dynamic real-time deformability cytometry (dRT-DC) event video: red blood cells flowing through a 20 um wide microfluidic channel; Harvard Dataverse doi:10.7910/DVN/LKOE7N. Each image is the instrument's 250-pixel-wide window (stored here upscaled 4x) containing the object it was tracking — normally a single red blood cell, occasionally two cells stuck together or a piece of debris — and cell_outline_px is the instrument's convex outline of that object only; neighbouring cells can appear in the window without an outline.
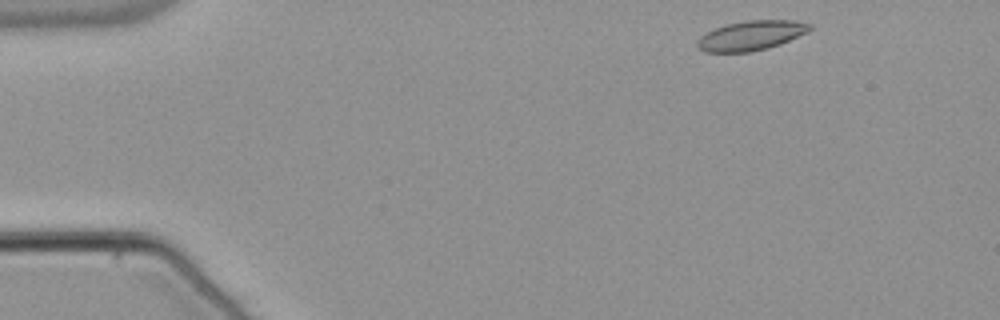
{"species": "common noctule bat (a hibernating species)", "species_latin": "Nyctalus noctula", "temperature_condition": "warm", "stored_images_in_passage": 45, "camera_frame_rate_fps": 3000, "um_per_image_px": 0.085, "animal": {"sex": "male", "body_mass_g": 21.5, "forearm_length_mm": 52.0}, "frame": {"image": 1, "passage_image": 1, "time_ms": 0.0, "image_size_px": [1000, 320], "cell_outline_px": [[812, 28], [808, 32], [780, 44], [768, 48], [752, 52], [704, 52], [696, 44], [696, 40], [700, 36], [716, 28], [728, 24], [748, 20], [792, 20], [812, 24]], "centroid_in_image_um": [63.86, 3.02], "position_along_channel_um": 21.1, "area_um2": 19.36}}
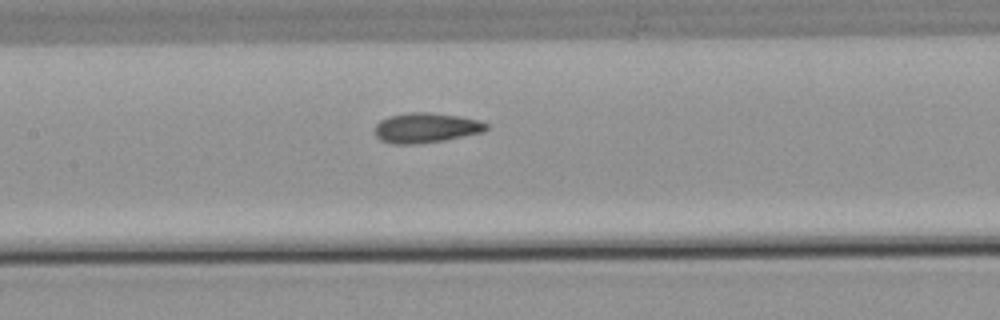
{"frame": {"image": 2, "passage_image": 20, "time_ms": 6.333, "image_size_px": [1000, 320], "cell_outline_px": [[488, 128], [484, 132], [444, 140], [416, 144], [392, 144], [380, 140], [376, 136], [376, 124], [380, 120], [388, 116], [408, 112], [428, 112], [460, 116], [480, 120], [488, 124]], "centroid_in_image_um": [36.22, 10.86], "position_along_channel_um": 171.2, "area_um2": 19.59}}
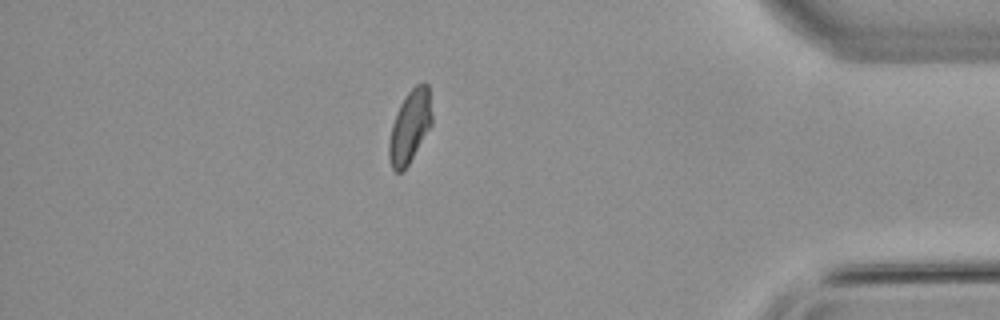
{"frame": {"image": 3, "passage_image": 41, "time_ms": 13.333, "image_size_px": [1000, 320], "cell_outline_px": [[432, 124], [408, 164], [400, 172], [396, 172], [392, 168], [388, 156], [388, 144], [392, 124], [396, 112], [404, 96], [416, 84], [424, 80], [428, 84], [432, 116]], "centroid_in_image_um": [34.83, 10.71], "position_along_channel_um": 400.4, "area_um2": 18.15}}